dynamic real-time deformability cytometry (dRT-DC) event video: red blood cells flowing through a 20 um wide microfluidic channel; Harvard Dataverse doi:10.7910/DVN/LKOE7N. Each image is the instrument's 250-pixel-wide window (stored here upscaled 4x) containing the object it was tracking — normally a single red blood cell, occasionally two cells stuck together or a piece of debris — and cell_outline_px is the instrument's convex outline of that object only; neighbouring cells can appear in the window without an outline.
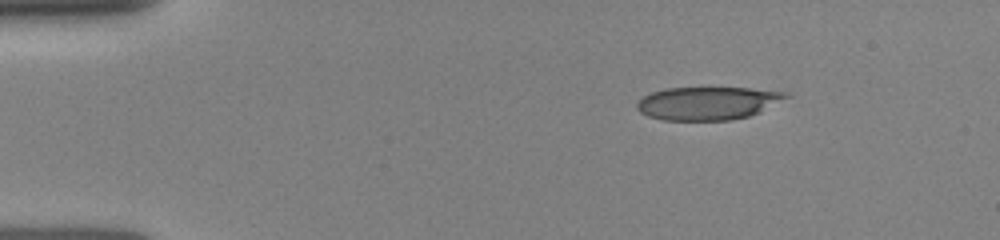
{"species": "human", "species_latin": "Homo sapiens", "temperature_condition": "room temperature", "stored_images_in_passage": 10, "camera_frame_rate_fps": 3000, "um_per_image_px": 0.085, "donor": {"sex": "female"}, "frame": {"image": 1, "passage_image": 1, "time_ms": 0.0, "image_size_px": [1000, 240], "cell_outline_px": [[792, 96], [760, 112], [748, 116], [732, 120], [664, 120], [648, 116], [640, 112], [636, 108], [636, 104], [644, 96], [652, 92], [664, 88], [748, 88], [788, 92]], "centroid_in_image_um": [60.19, 8.77], "position_along_channel_um": 24.8, "area_um2": 28.78}}
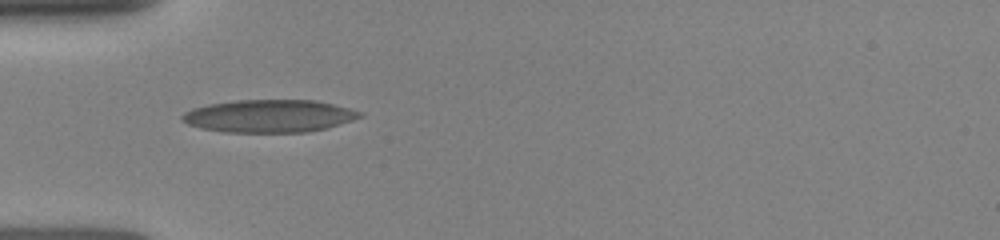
{"frame": {"image": 2, "passage_image": 6, "time_ms": 2.667, "image_size_px": [1000, 240], "cell_outline_px": [[364, 116], [352, 120], [324, 128], [308, 132], [224, 132], [200, 128], [188, 124], [180, 120], [180, 116], [184, 112], [192, 108], [208, 104], [236, 100], [316, 100], [364, 112]], "centroid_in_image_um": [22.84, 9.86], "position_along_channel_um": 62.2, "area_um2": 33.87}}
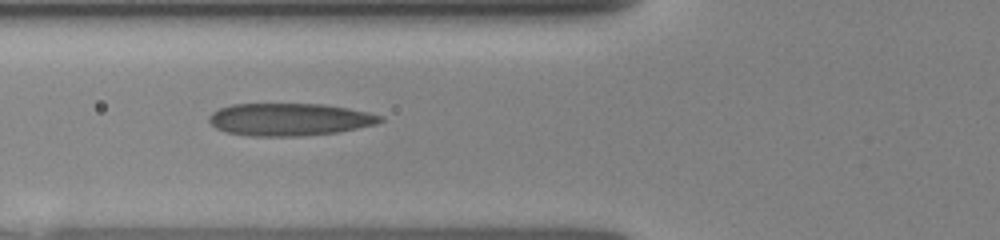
{"frame": {"image": 3, "passage_image": 9, "time_ms": 3.667, "image_size_px": [1000, 240], "cell_outline_px": [[384, 120], [376, 124], [336, 132], [300, 136], [248, 136], [224, 132], [216, 128], [208, 120], [208, 116], [212, 112], [220, 108], [232, 104], [324, 104], [348, 108], [368, 112], [384, 116]], "centroid_in_image_um": [24.59, 10.15], "position_along_channel_um": 101.2, "area_um2": 32.48}}